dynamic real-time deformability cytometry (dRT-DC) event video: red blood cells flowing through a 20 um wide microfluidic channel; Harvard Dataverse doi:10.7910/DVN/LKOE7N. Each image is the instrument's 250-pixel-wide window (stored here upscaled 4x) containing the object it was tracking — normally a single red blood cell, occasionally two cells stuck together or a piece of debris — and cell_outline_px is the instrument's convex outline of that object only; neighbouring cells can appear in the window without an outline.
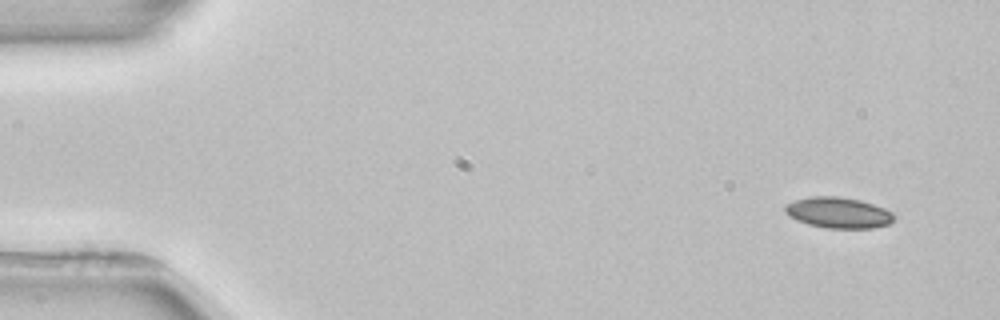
{"species": "common noctule bat (a hibernating species)", "species_latin": "Nyctalus noctula", "temperature_condition": "room temperature", "stored_images_in_passage": 4, "camera_frame_rate_fps": 3000, "um_per_image_px": 0.085, "animal": {"sex": "female", "body_mass_g": 22.7, "forearm_length_mm": 54.2}, "frame": {"image": 1, "passage_image": 1, "time_ms": 0.0, "image_size_px": [1000, 320], "cell_outline_px": [[896, 216], [888, 224], [872, 228], [828, 228], [808, 224], [796, 220], [788, 216], [784, 212], [784, 204], [796, 200], [812, 196], [840, 196], [860, 200], [884, 208], [892, 212]], "centroid_in_image_um": [71.23, 18.07], "position_along_channel_um": 13.8, "area_um2": 19.65}}
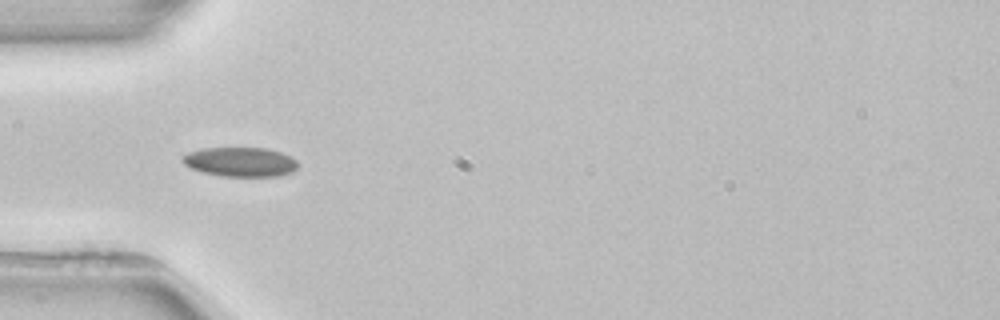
{"frame": {"image": 2, "passage_image": 3, "time_ms": 4.333, "image_size_px": [1000, 320], "cell_outline_px": [[296, 168], [292, 172], [276, 176], [220, 176], [204, 172], [192, 168], [184, 164], [180, 160], [188, 152], [204, 148], [268, 148], [280, 152], [296, 160]], "centroid_in_image_um": [20.4, 13.76], "position_along_channel_um": 64.6, "area_um2": 19.54}}